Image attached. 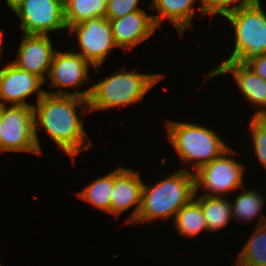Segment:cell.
<instances>
[{"instance_id": "cell-28", "label": "cell", "mask_w": 266, "mask_h": 266, "mask_svg": "<svg viewBox=\"0 0 266 266\" xmlns=\"http://www.w3.org/2000/svg\"><path fill=\"white\" fill-rule=\"evenodd\" d=\"M4 1L6 2L7 7L12 9L13 7H15L22 0H4Z\"/></svg>"}, {"instance_id": "cell-5", "label": "cell", "mask_w": 266, "mask_h": 266, "mask_svg": "<svg viewBox=\"0 0 266 266\" xmlns=\"http://www.w3.org/2000/svg\"><path fill=\"white\" fill-rule=\"evenodd\" d=\"M261 0L241 7L224 18L235 31L233 51L229 58L222 60L245 63L266 53V12Z\"/></svg>"}, {"instance_id": "cell-19", "label": "cell", "mask_w": 266, "mask_h": 266, "mask_svg": "<svg viewBox=\"0 0 266 266\" xmlns=\"http://www.w3.org/2000/svg\"><path fill=\"white\" fill-rule=\"evenodd\" d=\"M173 221L176 228L174 230L183 237L195 238V236L202 234L204 231L208 232L201 205L195 198L176 213Z\"/></svg>"}, {"instance_id": "cell-22", "label": "cell", "mask_w": 266, "mask_h": 266, "mask_svg": "<svg viewBox=\"0 0 266 266\" xmlns=\"http://www.w3.org/2000/svg\"><path fill=\"white\" fill-rule=\"evenodd\" d=\"M235 261H245L266 266V224L255 226L248 241Z\"/></svg>"}, {"instance_id": "cell-4", "label": "cell", "mask_w": 266, "mask_h": 266, "mask_svg": "<svg viewBox=\"0 0 266 266\" xmlns=\"http://www.w3.org/2000/svg\"><path fill=\"white\" fill-rule=\"evenodd\" d=\"M125 69H120L91 84L92 89L88 99L90 113L141 102L164 76L159 73L144 74L135 71L136 69L131 72Z\"/></svg>"}, {"instance_id": "cell-1", "label": "cell", "mask_w": 266, "mask_h": 266, "mask_svg": "<svg viewBox=\"0 0 266 266\" xmlns=\"http://www.w3.org/2000/svg\"><path fill=\"white\" fill-rule=\"evenodd\" d=\"M33 108L35 137L41 154L42 147L38 139V131L44 130L51 141L53 140L70 157L73 164L81 152L91 149L93 144L85 131L84 118L80 117L81 114L90 112L87 99L75 95H54L46 92Z\"/></svg>"}, {"instance_id": "cell-15", "label": "cell", "mask_w": 266, "mask_h": 266, "mask_svg": "<svg viewBox=\"0 0 266 266\" xmlns=\"http://www.w3.org/2000/svg\"><path fill=\"white\" fill-rule=\"evenodd\" d=\"M118 48L125 52L154 35L156 26L153 15L145 10L134 11L117 19H108Z\"/></svg>"}, {"instance_id": "cell-17", "label": "cell", "mask_w": 266, "mask_h": 266, "mask_svg": "<svg viewBox=\"0 0 266 266\" xmlns=\"http://www.w3.org/2000/svg\"><path fill=\"white\" fill-rule=\"evenodd\" d=\"M236 193L233 196L234 199H230L232 219L247 223L258 216L260 218H258L256 226L266 224V215L262 213L266 198L262 195V191L242 187V191L237 195Z\"/></svg>"}, {"instance_id": "cell-9", "label": "cell", "mask_w": 266, "mask_h": 266, "mask_svg": "<svg viewBox=\"0 0 266 266\" xmlns=\"http://www.w3.org/2000/svg\"><path fill=\"white\" fill-rule=\"evenodd\" d=\"M69 35H76L79 53L92 66L95 72L100 71L103 62L118 48L107 18L97 17L75 24L68 29Z\"/></svg>"}, {"instance_id": "cell-21", "label": "cell", "mask_w": 266, "mask_h": 266, "mask_svg": "<svg viewBox=\"0 0 266 266\" xmlns=\"http://www.w3.org/2000/svg\"><path fill=\"white\" fill-rule=\"evenodd\" d=\"M113 189V170L98 177L87 186L76 192V196L92 205V207L110 214V202Z\"/></svg>"}, {"instance_id": "cell-14", "label": "cell", "mask_w": 266, "mask_h": 266, "mask_svg": "<svg viewBox=\"0 0 266 266\" xmlns=\"http://www.w3.org/2000/svg\"><path fill=\"white\" fill-rule=\"evenodd\" d=\"M231 74L235 79L239 92L244 95V98L252 103L253 106L259 107L253 116H266V80H263L255 74L245 63H238L236 61H226L220 63L216 68H213L206 77L204 82L209 79L223 75Z\"/></svg>"}, {"instance_id": "cell-8", "label": "cell", "mask_w": 266, "mask_h": 266, "mask_svg": "<svg viewBox=\"0 0 266 266\" xmlns=\"http://www.w3.org/2000/svg\"><path fill=\"white\" fill-rule=\"evenodd\" d=\"M91 67L93 66L86 59L71 49L66 52L56 50L48 74L49 79L47 78L45 82L49 80V87L57 88V91H45L54 95H75L88 100L92 85L83 91L75 90L72 93L66 88H80L86 81L92 79L93 77L88 76Z\"/></svg>"}, {"instance_id": "cell-10", "label": "cell", "mask_w": 266, "mask_h": 266, "mask_svg": "<svg viewBox=\"0 0 266 266\" xmlns=\"http://www.w3.org/2000/svg\"><path fill=\"white\" fill-rule=\"evenodd\" d=\"M11 11L19 17L24 34L49 35L56 30H68L63 0H22Z\"/></svg>"}, {"instance_id": "cell-2", "label": "cell", "mask_w": 266, "mask_h": 266, "mask_svg": "<svg viewBox=\"0 0 266 266\" xmlns=\"http://www.w3.org/2000/svg\"><path fill=\"white\" fill-rule=\"evenodd\" d=\"M195 196L194 174L178 169L156 183L145 184L141 206L134 223L153 222L157 219L174 220L176 213Z\"/></svg>"}, {"instance_id": "cell-11", "label": "cell", "mask_w": 266, "mask_h": 266, "mask_svg": "<svg viewBox=\"0 0 266 266\" xmlns=\"http://www.w3.org/2000/svg\"><path fill=\"white\" fill-rule=\"evenodd\" d=\"M136 169L119 166L113 170V189L110 202V214L115 218L134 207L125 221L132 224L138 216L144 181Z\"/></svg>"}, {"instance_id": "cell-27", "label": "cell", "mask_w": 266, "mask_h": 266, "mask_svg": "<svg viewBox=\"0 0 266 266\" xmlns=\"http://www.w3.org/2000/svg\"><path fill=\"white\" fill-rule=\"evenodd\" d=\"M234 266H263V265H257V264H253L250 262H245V261H235L234 262Z\"/></svg>"}, {"instance_id": "cell-23", "label": "cell", "mask_w": 266, "mask_h": 266, "mask_svg": "<svg viewBox=\"0 0 266 266\" xmlns=\"http://www.w3.org/2000/svg\"><path fill=\"white\" fill-rule=\"evenodd\" d=\"M253 151L259 163L266 170V116H251L249 122Z\"/></svg>"}, {"instance_id": "cell-24", "label": "cell", "mask_w": 266, "mask_h": 266, "mask_svg": "<svg viewBox=\"0 0 266 266\" xmlns=\"http://www.w3.org/2000/svg\"><path fill=\"white\" fill-rule=\"evenodd\" d=\"M256 1L257 0H201V3L204 14L210 15L212 18V16L216 15L225 17L227 14Z\"/></svg>"}, {"instance_id": "cell-26", "label": "cell", "mask_w": 266, "mask_h": 266, "mask_svg": "<svg viewBox=\"0 0 266 266\" xmlns=\"http://www.w3.org/2000/svg\"><path fill=\"white\" fill-rule=\"evenodd\" d=\"M245 64L259 77L266 80V53L254 57Z\"/></svg>"}, {"instance_id": "cell-13", "label": "cell", "mask_w": 266, "mask_h": 266, "mask_svg": "<svg viewBox=\"0 0 266 266\" xmlns=\"http://www.w3.org/2000/svg\"><path fill=\"white\" fill-rule=\"evenodd\" d=\"M22 34L17 55L11 63L45 82L57 49H53L49 35Z\"/></svg>"}, {"instance_id": "cell-29", "label": "cell", "mask_w": 266, "mask_h": 266, "mask_svg": "<svg viewBox=\"0 0 266 266\" xmlns=\"http://www.w3.org/2000/svg\"><path fill=\"white\" fill-rule=\"evenodd\" d=\"M3 33H4V32H3V29H2V30L0 29V59L2 58V57H1V55H2V50L4 49L3 46H2V45H3V39H2V38H3V35H4ZM0 61H1V60H0ZM3 67H5V65L2 66V68H0V71L3 69Z\"/></svg>"}, {"instance_id": "cell-6", "label": "cell", "mask_w": 266, "mask_h": 266, "mask_svg": "<svg viewBox=\"0 0 266 266\" xmlns=\"http://www.w3.org/2000/svg\"><path fill=\"white\" fill-rule=\"evenodd\" d=\"M2 152L42 155L35 137L33 106L0 105V153Z\"/></svg>"}, {"instance_id": "cell-3", "label": "cell", "mask_w": 266, "mask_h": 266, "mask_svg": "<svg viewBox=\"0 0 266 266\" xmlns=\"http://www.w3.org/2000/svg\"><path fill=\"white\" fill-rule=\"evenodd\" d=\"M165 125L168 141L174 147L181 163L185 164L182 170L192 172L188 168L190 165L194 173L230 148L218 133L205 125L174 122L169 119Z\"/></svg>"}, {"instance_id": "cell-25", "label": "cell", "mask_w": 266, "mask_h": 266, "mask_svg": "<svg viewBox=\"0 0 266 266\" xmlns=\"http://www.w3.org/2000/svg\"><path fill=\"white\" fill-rule=\"evenodd\" d=\"M140 0H108L106 5L107 19H117L134 11L143 10L139 8Z\"/></svg>"}, {"instance_id": "cell-20", "label": "cell", "mask_w": 266, "mask_h": 266, "mask_svg": "<svg viewBox=\"0 0 266 266\" xmlns=\"http://www.w3.org/2000/svg\"><path fill=\"white\" fill-rule=\"evenodd\" d=\"M107 1L108 0H63L64 20L67 29L91 18H105Z\"/></svg>"}, {"instance_id": "cell-12", "label": "cell", "mask_w": 266, "mask_h": 266, "mask_svg": "<svg viewBox=\"0 0 266 266\" xmlns=\"http://www.w3.org/2000/svg\"><path fill=\"white\" fill-rule=\"evenodd\" d=\"M40 77L7 63L0 71V105L34 106L26 99L36 93L37 102L45 93Z\"/></svg>"}, {"instance_id": "cell-7", "label": "cell", "mask_w": 266, "mask_h": 266, "mask_svg": "<svg viewBox=\"0 0 266 266\" xmlns=\"http://www.w3.org/2000/svg\"><path fill=\"white\" fill-rule=\"evenodd\" d=\"M236 153L230 147L221 156L195 171V193L202 189L204 193L201 195L226 197L227 193L244 187V169L247 166L231 157Z\"/></svg>"}, {"instance_id": "cell-18", "label": "cell", "mask_w": 266, "mask_h": 266, "mask_svg": "<svg viewBox=\"0 0 266 266\" xmlns=\"http://www.w3.org/2000/svg\"><path fill=\"white\" fill-rule=\"evenodd\" d=\"M194 198L201 205L202 212L205 216L208 233H213L217 230H223L224 227L227 226L231 220H233L229 198L227 199V197L197 195V193H195Z\"/></svg>"}, {"instance_id": "cell-16", "label": "cell", "mask_w": 266, "mask_h": 266, "mask_svg": "<svg viewBox=\"0 0 266 266\" xmlns=\"http://www.w3.org/2000/svg\"><path fill=\"white\" fill-rule=\"evenodd\" d=\"M150 9H155L158 15H153L154 22L157 27H161L162 20H169L177 29L179 36L184 35L185 31L193 26V16L195 17L194 4L197 0H151ZM198 7L200 15H205L201 0Z\"/></svg>"}]
</instances>
